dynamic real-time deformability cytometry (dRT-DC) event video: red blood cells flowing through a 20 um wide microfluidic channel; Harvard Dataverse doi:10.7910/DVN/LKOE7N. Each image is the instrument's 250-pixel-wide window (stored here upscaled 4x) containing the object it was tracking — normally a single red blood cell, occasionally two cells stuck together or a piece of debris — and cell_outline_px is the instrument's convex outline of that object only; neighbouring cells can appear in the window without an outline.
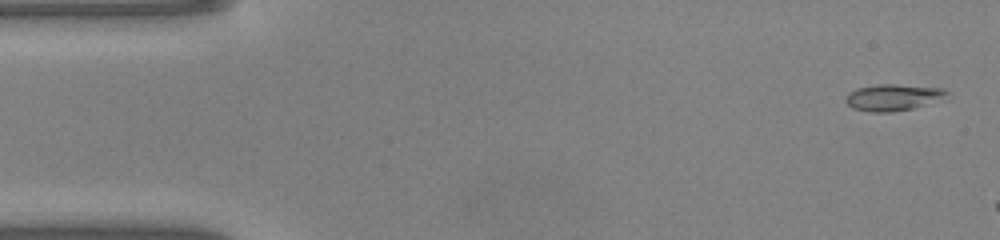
{"species": "common noctule bat (a hibernating species)", "species_latin": "Nyctalus noctula", "temperature_condition": "warm", "stored_images_in_passage": 7, "camera_frame_rate_fps": 3000, "um_per_image_px": 0.085, "animal": {"sex": "male", "body_mass_g": 20.0, "forearm_length_mm": 53.3}, "frame": {"image": 1, "passage_image": 2, "time_ms": 0.333, "image_size_px": [1000, 240], "cell_outline_px": [[948, 100], [912, 108], [892, 112], [872, 112], [852, 108], [844, 100], [844, 96], [848, 92], [856, 88], [876, 84], [892, 84], [944, 88], [948, 92]], "centroid_in_image_um": [75.96, 8.27], "position_along_channel_um": 9.0, "area_um2": 16.07}}